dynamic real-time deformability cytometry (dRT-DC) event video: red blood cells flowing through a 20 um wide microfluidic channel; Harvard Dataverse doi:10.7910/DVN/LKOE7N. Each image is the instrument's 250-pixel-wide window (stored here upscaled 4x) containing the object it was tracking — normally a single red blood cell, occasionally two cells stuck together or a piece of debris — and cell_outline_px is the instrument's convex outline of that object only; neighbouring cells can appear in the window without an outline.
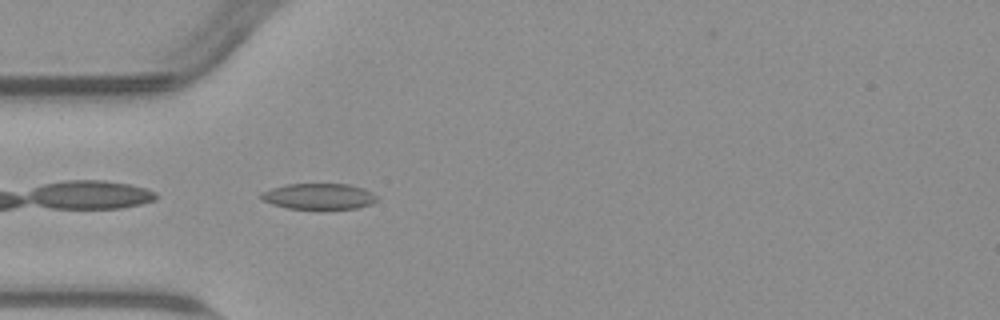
{"species": "common noctule bat (a hibernating species)", "species_latin": "Nyctalus noctula", "temperature_condition": "warm", "stored_images_in_passage": 23, "camera_frame_rate_fps": 3000, "um_per_image_px": 0.085, "animal": {"sex": "male", "body_mass_g": 23.1, "forearm_length_mm": 52.7}, "frame": {"image": 1, "passage_image": 2, "time_ms": 0.333, "image_size_px": [1000, 320], "cell_outline_px": [[376, 200], [368, 204], [356, 208], [288, 208], [272, 204], [260, 200], [260, 192], [272, 188], [288, 184], [348, 184], [364, 188], [372, 192], [376, 196]], "centroid_in_image_um": [27.05, 16.67], "position_along_channel_um": 58.0, "area_um2": 17.22}}
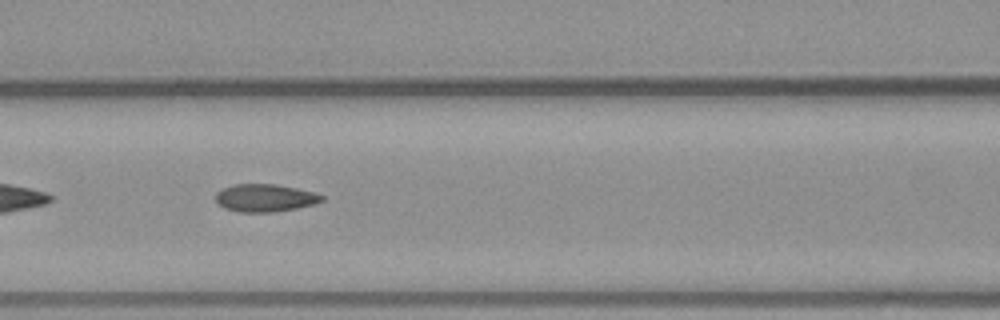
{"frame": {"image": 2, "passage_image": 9, "time_ms": 2.667, "image_size_px": [1000, 320], "cell_outline_px": [[324, 200], [316, 204], [296, 208], [272, 212], [240, 212], [224, 208], [216, 200], [216, 192], [220, 188], [232, 184], [276, 184], [296, 188], [312, 192], [324, 196]], "centroid_in_image_um": [22.51, 16.81], "position_along_channel_um": 144.1, "area_um2": 17.17}}
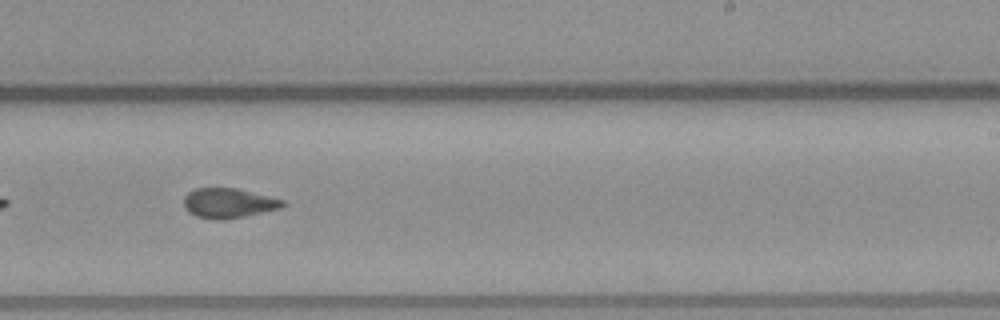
{"frame": {"image": 3, "passage_image": 19, "time_ms": 6.0, "image_size_px": [1000, 320], "cell_outline_px": [[288, 204], [280, 208], [244, 216], [220, 220], [212, 220], [196, 216], [188, 212], [184, 208], [184, 196], [188, 192], [196, 188], [236, 188], [284, 200]], "centroid_in_image_um": [19.39, 17.27], "position_along_channel_um": 269.6, "area_um2": 17.17}}